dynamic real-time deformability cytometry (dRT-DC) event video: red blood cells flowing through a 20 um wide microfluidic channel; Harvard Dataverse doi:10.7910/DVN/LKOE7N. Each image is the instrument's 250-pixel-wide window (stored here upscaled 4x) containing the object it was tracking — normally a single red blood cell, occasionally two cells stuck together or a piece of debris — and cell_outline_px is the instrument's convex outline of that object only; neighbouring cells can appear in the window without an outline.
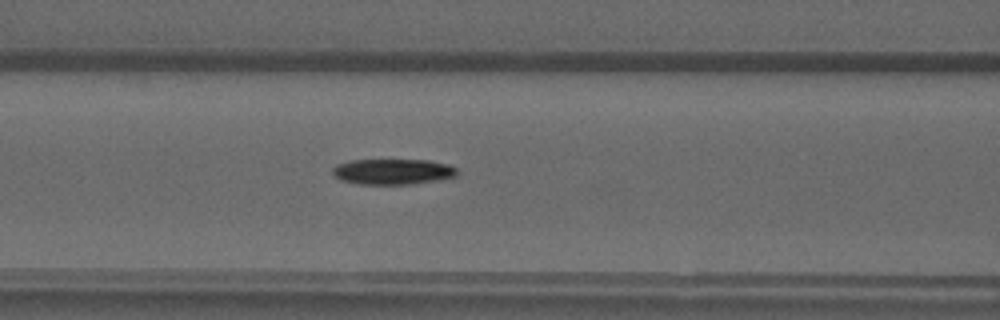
{"species": "common noctule bat (a hibernating species)", "species_latin": "Nyctalus noctula", "temperature_condition": "warm", "stored_images_in_passage": 49, "camera_frame_rate_fps": 3000, "um_per_image_px": 0.085, "animal": {"sex": "male", "forearm_length_mm": 52.5}, "frame": {"image": 1, "passage_image": 21, "time_ms": 6.667, "image_size_px": [1000, 320], "cell_outline_px": [[456, 176], [440, 180], [412, 184], [356, 184], [340, 180], [332, 176], [332, 168], [336, 164], [352, 160], [428, 160], [448, 164], [456, 168]], "centroid_in_image_um": [33.34, 14.59], "position_along_channel_um": 133.3, "area_um2": 18.79}}
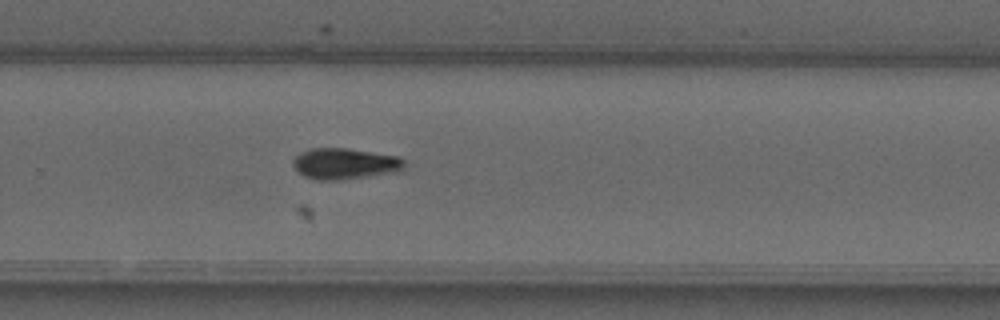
{"frame": {"image": 2, "passage_image": 33, "time_ms": 10.667, "image_size_px": [1000, 320], "cell_outline_px": [[404, 172], [340, 180], [316, 180], [304, 176], [292, 164], [292, 160], [300, 152], [312, 148], [348, 148], [396, 156], [404, 160]], "centroid_in_image_um": [29.35, 13.93], "position_along_channel_um": 300.5, "area_um2": 20.4}}
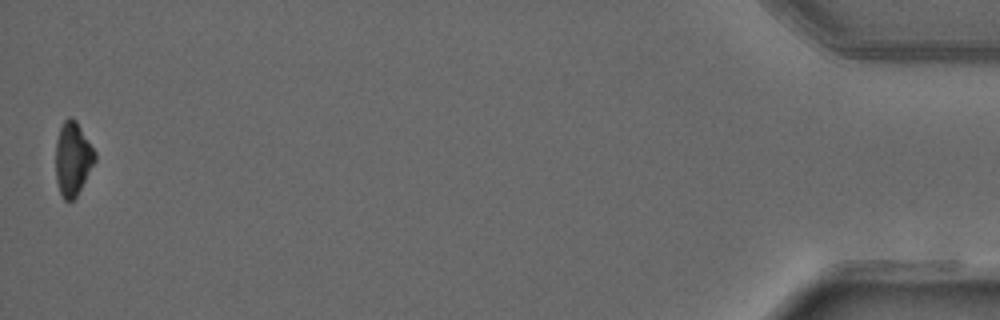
{"frame": {"image": 3, "passage_image": 49, "time_ms": 16.0, "image_size_px": [1000, 320], "cell_outline_px": [[96, 160], [76, 196], [72, 200], [64, 200], [60, 192], [56, 180], [56, 140], [60, 128], [64, 120], [68, 116], [72, 116], [76, 120], [96, 152]], "centroid_in_image_um": [6.18, 13.46], "position_along_channel_um": 429.0, "area_um2": 16.76}}